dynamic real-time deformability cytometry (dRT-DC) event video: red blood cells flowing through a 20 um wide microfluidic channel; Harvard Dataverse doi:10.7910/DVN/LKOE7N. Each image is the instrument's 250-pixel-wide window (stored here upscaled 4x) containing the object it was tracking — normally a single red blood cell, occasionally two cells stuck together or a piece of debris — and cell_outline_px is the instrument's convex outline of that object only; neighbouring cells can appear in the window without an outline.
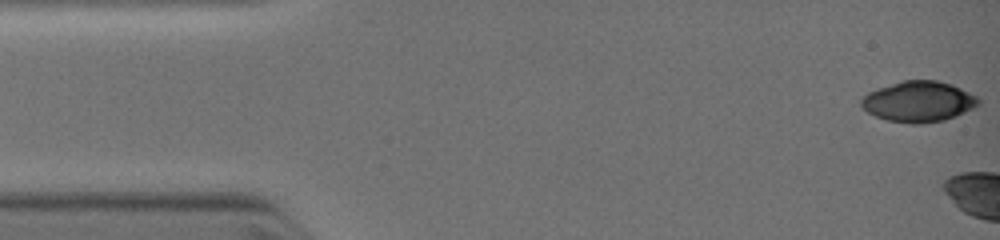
{"species": "common noctule bat (a hibernating species)", "species_latin": "Nyctalus noctula", "temperature_condition": "warm", "stored_images_in_passage": 5, "camera_frame_rate_fps": 3000, "um_per_image_px": 0.085, "animal": {"sex": "female", "body_mass_g": 19.0, "forearm_length_mm": 51.5}, "frame": {"image": 1, "passage_image": 1, "time_ms": 0.0, "image_size_px": [1000, 240], "cell_outline_px": [[980, 104], [964, 112], [944, 120], [920, 124], [912, 124], [888, 120], [876, 116], [868, 112], [860, 104], [860, 100], [868, 92], [876, 88], [900, 80], [936, 80], [952, 84], [976, 96], [980, 100]], "centroid_in_image_um": [78.05, 8.62], "position_along_channel_um": 6.9, "area_um2": 27.74}}